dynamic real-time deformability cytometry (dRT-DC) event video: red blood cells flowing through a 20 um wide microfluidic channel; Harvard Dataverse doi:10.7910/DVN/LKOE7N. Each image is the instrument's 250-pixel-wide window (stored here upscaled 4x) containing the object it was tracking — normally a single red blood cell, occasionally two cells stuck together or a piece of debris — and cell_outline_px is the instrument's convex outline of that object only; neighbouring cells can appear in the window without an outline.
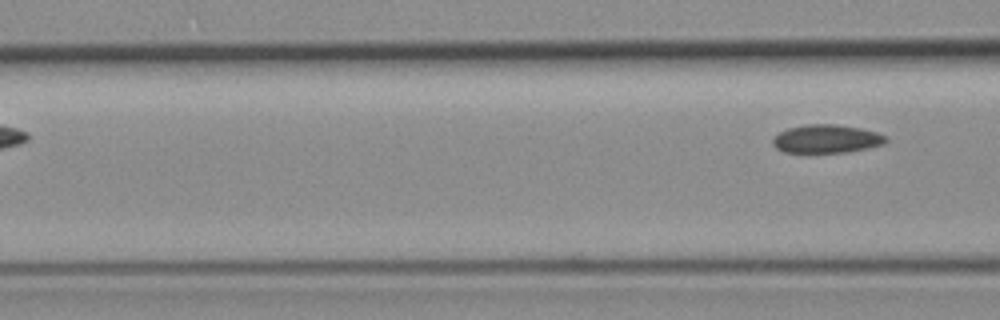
{"species": "common noctule bat (a hibernating species)", "species_latin": "Nyctalus noctula", "temperature_condition": "room temperature", "stored_images_in_passage": 5, "camera_frame_rate_fps": 3000, "um_per_image_px": 0.085, "animal": {"sex": "female", "body_mass_g": 19.3, "forearm_length_mm": 54.1}, "frame": {"image": 1, "passage_image": 5, "time_ms": 6.0, "image_size_px": [1000, 320], "cell_outline_px": [[888, 140], [884, 144], [868, 148], [848, 152], [784, 152], [776, 148], [772, 144], [772, 140], [780, 132], [788, 128], [808, 124], [836, 124], [860, 128], [876, 132], [888, 136]], "centroid_in_image_um": [70.29, 11.8], "position_along_channel_um": 96.3, "area_um2": 18.67}}